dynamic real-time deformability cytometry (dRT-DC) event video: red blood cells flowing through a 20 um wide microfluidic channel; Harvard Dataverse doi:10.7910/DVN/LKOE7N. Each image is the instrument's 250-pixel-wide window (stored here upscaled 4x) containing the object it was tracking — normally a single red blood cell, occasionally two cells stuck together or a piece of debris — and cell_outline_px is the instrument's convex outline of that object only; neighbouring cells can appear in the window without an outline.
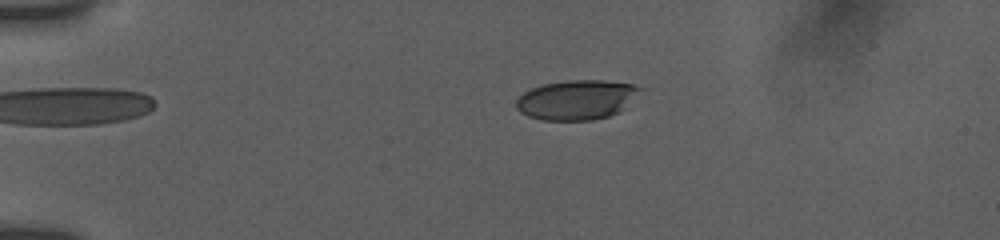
{"species": "human", "species_latin": "Homo sapiens", "temperature_condition": "room temperature", "stored_images_in_passage": 40, "camera_frame_rate_fps": 3000, "um_per_image_px": 0.085, "donor": {"sex": "female"}, "frame": {"image": 1, "passage_image": 12, "time_ms": 4.0, "image_size_px": [1000, 240], "cell_outline_px": [[644, 88], [620, 112], [608, 116], [592, 120], [544, 120], [528, 116], [520, 112], [516, 108], [516, 100], [524, 92], [532, 88], [544, 84], [568, 80], [604, 80], [632, 84]], "centroid_in_image_um": [49.02, 8.48], "position_along_channel_um": 36.0, "area_um2": 28.61}}
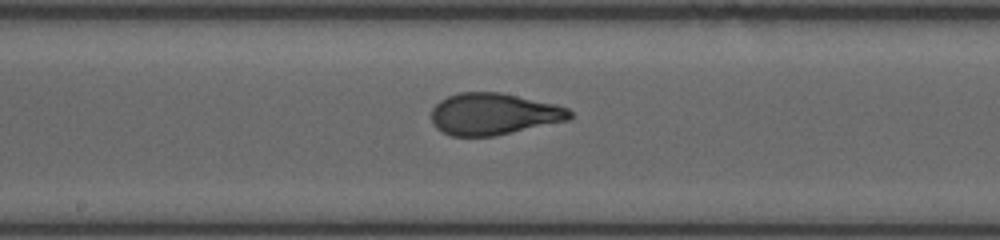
{"frame": {"image": 2, "passage_image": 23, "time_ms": 10.0, "image_size_px": [1000, 240], "cell_outline_px": [[572, 116], [568, 120], [496, 136], [452, 136], [436, 128], [432, 124], [432, 108], [440, 100], [448, 96], [460, 92], [500, 92], [556, 104], [568, 108], [572, 112]], "centroid_in_image_um": [41.96, 9.69], "position_along_channel_um": 206.2, "area_um2": 33.7}}
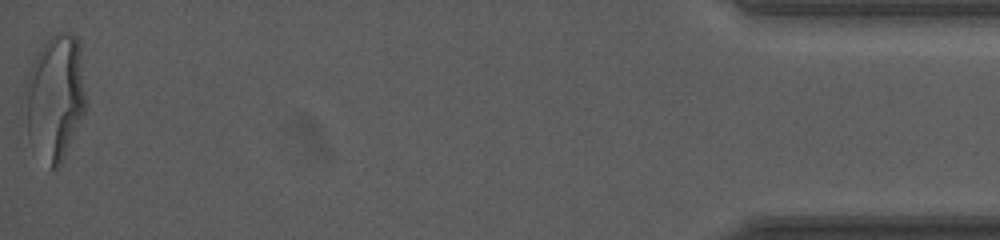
{"frame": {"image": 3, "passage_image": 40, "time_ms": 18.0, "image_size_px": [1000, 240], "cell_outline_px": [[84, 112], [64, 156], [60, 164], [56, 168], [52, 168], [28, 136], [24, 92], [24, 84], [28, 72], [36, 56], [44, 44], [52, 36], [60, 32], [64, 32], [76, 36], [80, 44], [84, 92]], "centroid_in_image_um": [4.67, 8.21], "position_along_channel_um": 430.5, "area_um2": 43.18}, "authors_computed_cell_mechanics": {"area_um2": 33.4662, "velocity_mm_per_s": 3.8525, "shape_relaxation_time_tau1_ms": 5.3019, "shape_relaxation_time_tau2_ms": null, "deformation_change_tau1": 0.1939, "deformation_change_tau2": null}}